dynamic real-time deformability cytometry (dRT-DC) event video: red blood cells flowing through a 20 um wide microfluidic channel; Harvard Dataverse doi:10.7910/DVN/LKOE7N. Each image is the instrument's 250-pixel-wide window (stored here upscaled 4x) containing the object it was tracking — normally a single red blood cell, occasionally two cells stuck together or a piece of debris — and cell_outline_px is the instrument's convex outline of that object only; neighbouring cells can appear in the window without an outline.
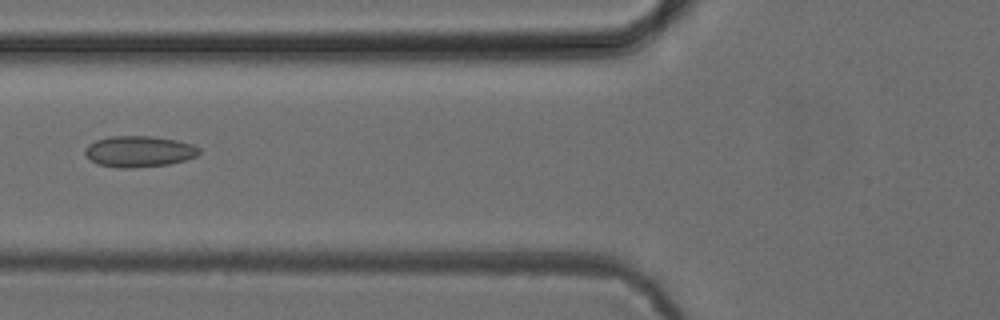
{"species": "common noctule bat (a hibernating species)", "species_latin": "Nyctalus noctula", "temperature_condition": "cold", "stored_images_in_passage": 5, "camera_frame_rate_fps": 3000, "um_per_image_px": 0.085, "animal": {"sex": "female", "body_mass_g": 24.6, "forearm_length_mm": 56.2}, "frame": {"image": 1, "passage_image": 5, "time_ms": 5.667, "image_size_px": [1000, 320], "cell_outline_px": [[200, 152], [196, 156], [184, 160], [168, 164], [132, 168], [120, 168], [96, 164], [84, 152], [84, 148], [88, 144], [96, 140], [108, 136], [152, 136], [176, 140], [192, 144], [200, 148]], "centroid_in_image_um": [11.8, 12.87], "position_along_channel_um": 114.0, "area_um2": 20.69}}